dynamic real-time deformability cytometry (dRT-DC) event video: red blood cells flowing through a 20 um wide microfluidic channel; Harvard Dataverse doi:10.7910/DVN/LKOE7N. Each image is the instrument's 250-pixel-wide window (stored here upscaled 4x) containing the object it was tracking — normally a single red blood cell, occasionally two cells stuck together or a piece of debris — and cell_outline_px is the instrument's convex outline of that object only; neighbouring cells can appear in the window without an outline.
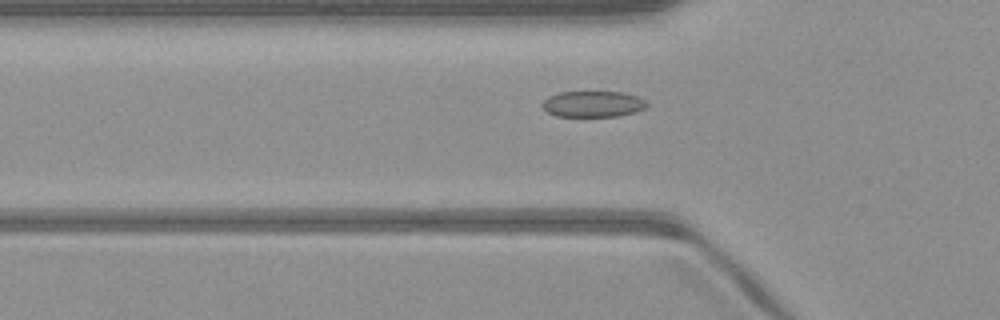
{"species": "common noctule bat (a hibernating species)", "species_latin": "Nyctalus noctula", "temperature_condition": "warm", "stored_images_in_passage": 37, "camera_frame_rate_fps": 3000, "um_per_image_px": 0.085, "animal": {"sex": "male", "body_mass_g": 23.1, "forearm_length_mm": 52.7}, "frame": {"image": 1, "passage_image": 4, "time_ms": 1.0, "image_size_px": [1000, 320], "cell_outline_px": [[648, 104], [644, 108], [636, 112], [620, 116], [556, 116], [548, 112], [540, 104], [548, 96], [560, 92], [620, 92], [636, 96], [644, 100]], "centroid_in_image_um": [50.38, 8.84], "position_along_channel_um": 75.4, "area_um2": 15.78}}
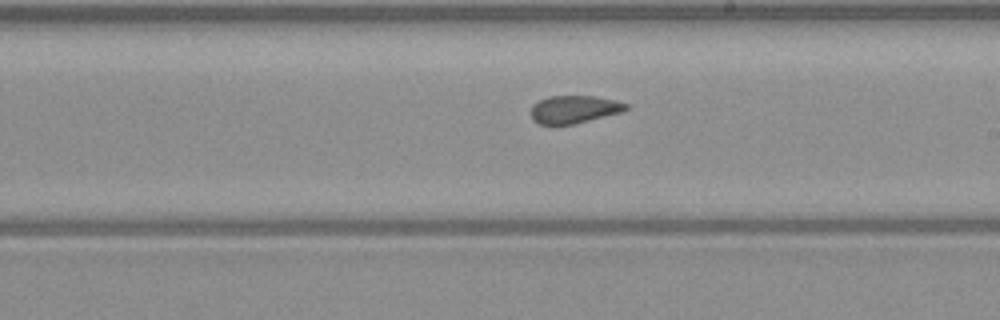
{"frame": {"image": 2, "passage_image": 16, "time_ms": 5.0, "image_size_px": [1000, 320], "cell_outline_px": [[628, 108], [624, 112], [572, 124], [540, 124], [532, 120], [532, 104], [548, 96], [592, 96], [616, 100], [628, 104]], "centroid_in_image_um": [48.82, 9.29], "position_along_channel_um": 240.2, "area_um2": 15.32}}
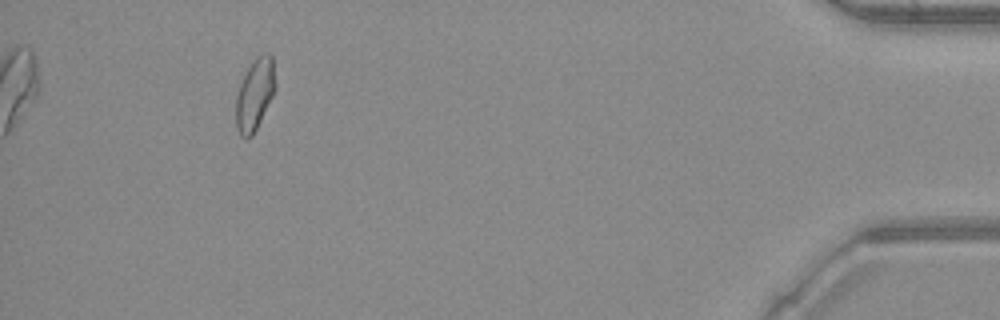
{"frame": {"image": 3, "passage_image": 34, "time_ms": 11.0, "image_size_px": [1000, 320], "cell_outline_px": [[276, 88], [252, 136], [240, 136], [236, 128], [236, 96], [240, 84], [252, 60], [260, 52], [268, 52], [272, 56], [276, 84]], "centroid_in_image_um": [21.66, 7.96], "position_along_channel_um": 413.5, "area_um2": 16.36}, "authors_computed_cell_mechanics": {"area_um2": 16.3574, "velocity_mm_per_s": 4.0966, "shape_relaxation_time_tau1_ms": null, "shape_relaxation_time_tau2_ms": 1.773, "deformation_change_tau1": null, "deformation_change_tau2": 0.0844}}